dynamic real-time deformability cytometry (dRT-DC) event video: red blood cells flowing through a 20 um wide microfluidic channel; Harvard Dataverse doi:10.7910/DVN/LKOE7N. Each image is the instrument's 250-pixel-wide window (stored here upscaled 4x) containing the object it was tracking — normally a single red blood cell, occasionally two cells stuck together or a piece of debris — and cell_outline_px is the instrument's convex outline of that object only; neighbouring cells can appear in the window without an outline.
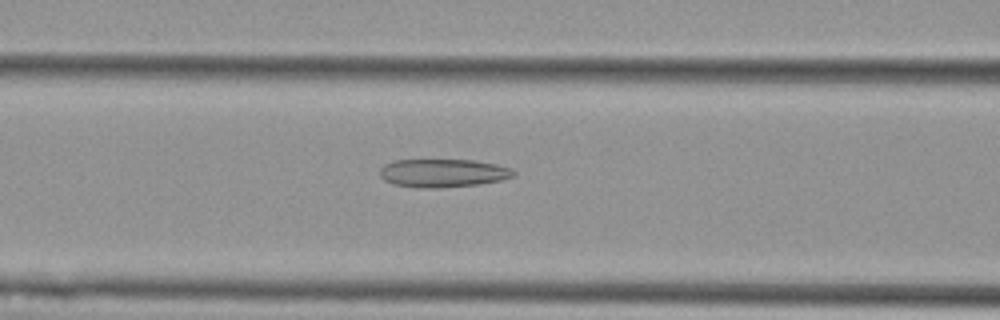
{"species": "Egyptian fruit bat (a non-hibernating species)", "species_latin": "Rousettus aegyptiacus", "temperature_condition": "cold", "stored_images_in_passage": 20, "camera_frame_rate_fps": 3000, "um_per_image_px": 0.085, "animal": {"sex": "female"}, "frame": {"image": 1, "passage_image": 15, "time_ms": 4.667, "image_size_px": [1000, 320], "cell_outline_px": [[516, 176], [500, 180], [476, 184], [440, 188], [420, 188], [392, 184], [384, 180], [380, 176], [380, 168], [384, 164], [396, 160], [472, 160], [496, 164], [512, 168], [516, 172]], "centroid_in_image_um": [37.65, 14.71], "position_along_channel_um": 129.0, "area_um2": 22.08}}